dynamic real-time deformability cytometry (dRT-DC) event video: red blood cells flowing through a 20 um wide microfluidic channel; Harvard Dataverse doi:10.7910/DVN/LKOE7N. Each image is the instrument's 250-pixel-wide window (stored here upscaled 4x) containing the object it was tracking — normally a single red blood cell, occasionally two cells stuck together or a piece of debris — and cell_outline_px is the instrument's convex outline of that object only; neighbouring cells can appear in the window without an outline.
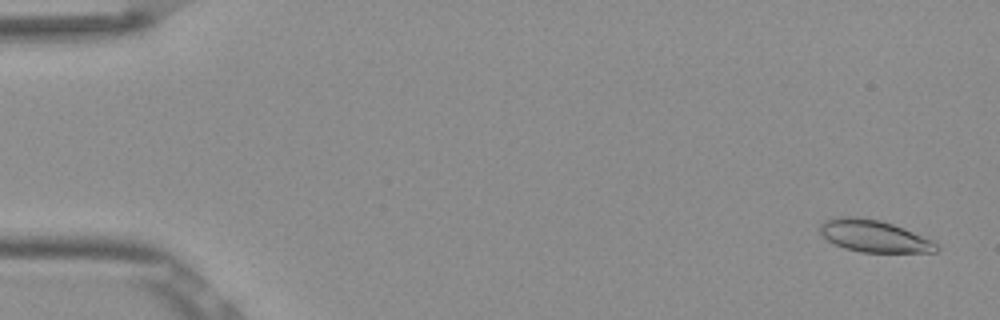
{"species": "Egyptian fruit bat (a non-hibernating species)", "species_latin": "Rousettus aegyptiacus", "temperature_condition": "room temperature", "stored_images_in_passage": 54, "camera_frame_rate_fps": 3000, "um_per_image_px": 0.085, "frame": {"image": 1, "passage_image": 3, "time_ms": 0.667, "image_size_px": [1000, 320], "cell_outline_px": [[940, 248], [936, 252], [860, 252], [844, 248], [828, 240], [820, 232], [820, 224], [824, 220], [840, 216], [856, 216], [880, 220], [904, 228], [932, 240]], "centroid_in_image_um": [74.28, 20.06], "position_along_channel_um": 10.7, "area_um2": 21.68}}
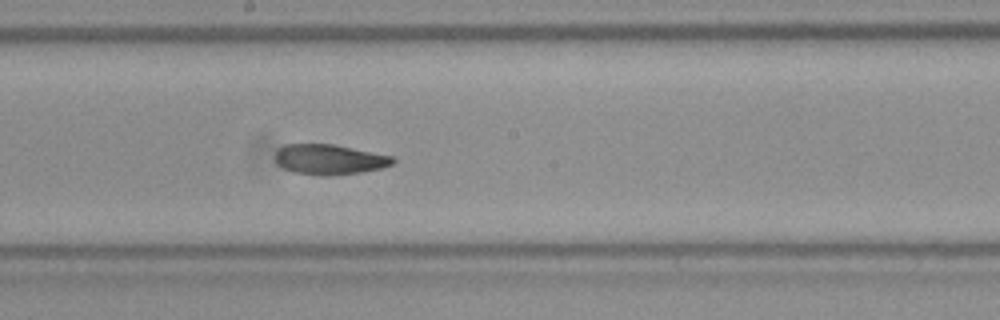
{"frame": {"image": 2, "passage_image": 30, "time_ms": 9.667, "image_size_px": [1000, 320], "cell_outline_px": [[396, 160], [392, 164], [380, 168], [360, 172], [328, 176], [292, 172], [276, 164], [276, 152], [284, 144], [336, 144], [392, 156]], "centroid_in_image_um": [27.99, 13.54], "position_along_channel_um": 220.2, "area_um2": 20.63}}
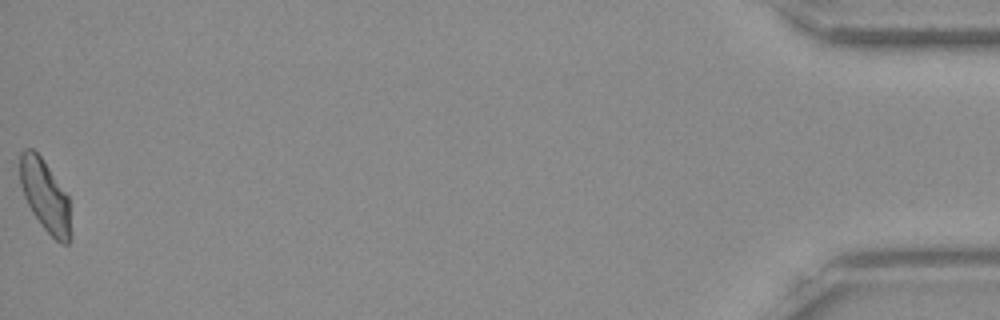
{"frame": {"image": 3, "passage_image": 54, "time_ms": 17.667, "image_size_px": [1000, 320], "cell_outline_px": [[72, 236], [68, 244], [60, 244], [40, 224], [32, 212], [24, 196], [20, 184], [20, 152], [24, 148], [32, 148], [44, 160], [68, 196], [72, 232]], "centroid_in_image_um": [3.85, 16.66], "position_along_channel_um": 431.3, "area_um2": 21.44}, "authors_computed_cell_mechanics": {"area_um2": 21.3282, "velocity_mm_per_s": 3.8547, "shape_relaxation_time_tau1_ms": null, "shape_relaxation_time_tau2_ms": 6.4238, "deformation_change_tau1": null, "deformation_change_tau2": 0.1186}}